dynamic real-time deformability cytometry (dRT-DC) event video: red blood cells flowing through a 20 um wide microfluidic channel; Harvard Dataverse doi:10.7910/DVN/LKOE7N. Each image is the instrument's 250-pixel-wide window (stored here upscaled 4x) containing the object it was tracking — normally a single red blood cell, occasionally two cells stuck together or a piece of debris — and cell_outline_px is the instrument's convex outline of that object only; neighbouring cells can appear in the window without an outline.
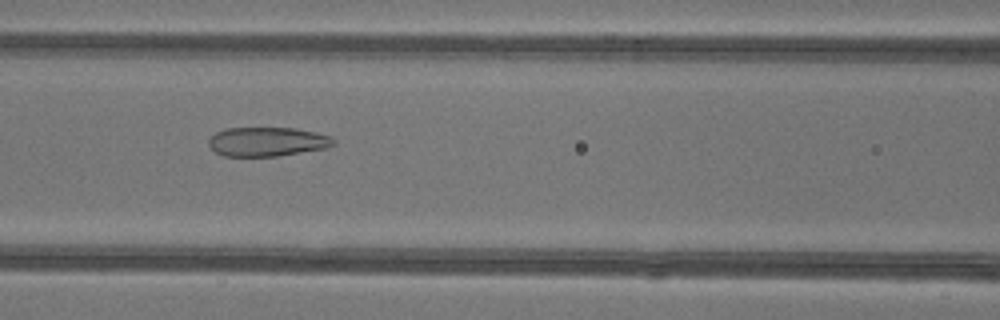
{"species": "common noctule bat (a hibernating species)", "species_latin": "Nyctalus noctula", "temperature_condition": "warm", "stored_images_in_passage": 29, "camera_frame_rate_fps": 3000, "um_per_image_px": 0.085, "animal": {"sex": "female"}, "frame": {"image": 1, "passage_image": 9, "time_ms": 2.667, "image_size_px": [1000, 320], "cell_outline_px": [[336, 144], [324, 148], [276, 156], [224, 156], [216, 152], [208, 144], [208, 140], [216, 132], [224, 128], [296, 128], [316, 132], [332, 136], [336, 140]], "centroid_in_image_um": [22.73, 12.03], "position_along_channel_um": 143.9, "area_um2": 21.21}}
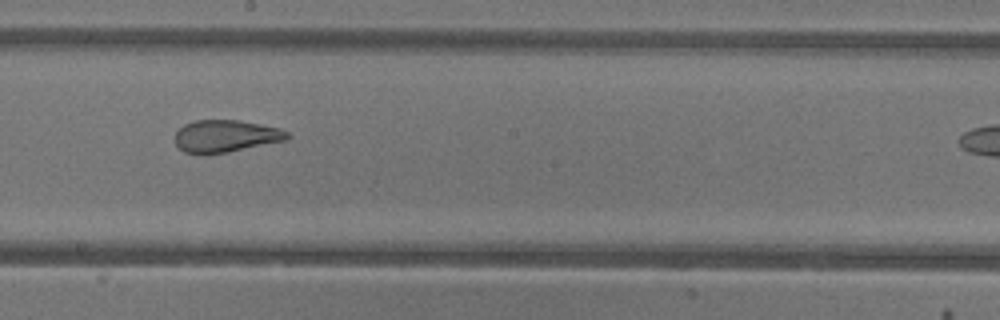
{"frame": {"image": 2, "passage_image": 15, "time_ms": 4.667, "image_size_px": [1000, 320], "cell_outline_px": [[292, 136], [288, 140], [228, 152], [204, 156], [184, 152], [176, 144], [176, 132], [184, 124], [196, 120], [240, 120], [280, 128], [288, 132]], "centroid_in_image_um": [19.2, 11.59], "position_along_channel_um": 229.0, "area_um2": 21.44}}
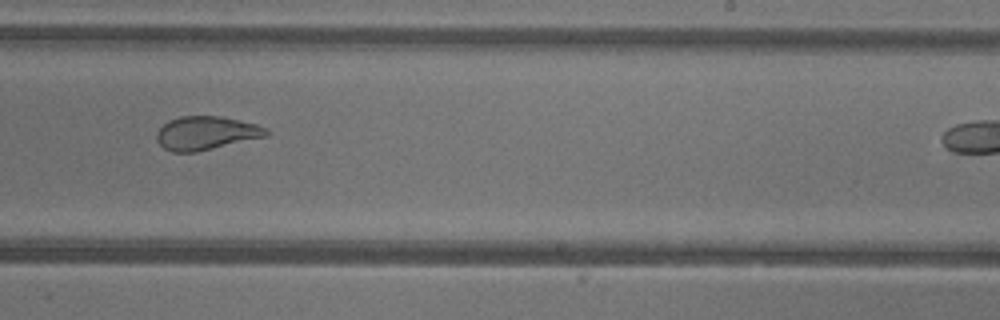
{"frame": {"image": 3, "passage_image": 18, "time_ms": 5.667, "image_size_px": [1000, 320], "cell_outline_px": [[272, 132], [268, 136], [196, 152], [172, 152], [164, 148], [156, 140], [156, 132], [168, 120], [180, 116], [220, 116], [256, 124], [268, 128]], "centroid_in_image_um": [17.54, 11.31], "position_along_channel_um": 271.5, "area_um2": 21.56}}